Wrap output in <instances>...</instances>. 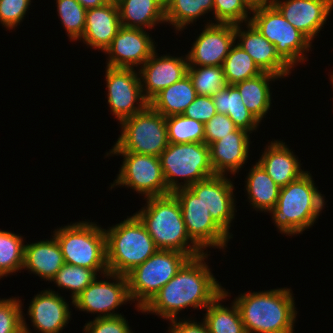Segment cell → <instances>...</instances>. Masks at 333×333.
<instances>
[{
  "label": "cell",
  "mask_w": 333,
  "mask_h": 333,
  "mask_svg": "<svg viewBox=\"0 0 333 333\" xmlns=\"http://www.w3.org/2000/svg\"><path fill=\"white\" fill-rule=\"evenodd\" d=\"M120 124L121 135L109 152H134L159 157L168 146L165 116L150 105Z\"/></svg>",
  "instance_id": "cell-9"
},
{
  "label": "cell",
  "mask_w": 333,
  "mask_h": 333,
  "mask_svg": "<svg viewBox=\"0 0 333 333\" xmlns=\"http://www.w3.org/2000/svg\"><path fill=\"white\" fill-rule=\"evenodd\" d=\"M250 7L256 8L260 6H267V5H273L274 0H245Z\"/></svg>",
  "instance_id": "cell-47"
},
{
  "label": "cell",
  "mask_w": 333,
  "mask_h": 333,
  "mask_svg": "<svg viewBox=\"0 0 333 333\" xmlns=\"http://www.w3.org/2000/svg\"><path fill=\"white\" fill-rule=\"evenodd\" d=\"M104 232L108 272L126 275L158 250L135 214Z\"/></svg>",
  "instance_id": "cell-5"
},
{
  "label": "cell",
  "mask_w": 333,
  "mask_h": 333,
  "mask_svg": "<svg viewBox=\"0 0 333 333\" xmlns=\"http://www.w3.org/2000/svg\"><path fill=\"white\" fill-rule=\"evenodd\" d=\"M22 307L19 298L0 299V333H31Z\"/></svg>",
  "instance_id": "cell-39"
},
{
  "label": "cell",
  "mask_w": 333,
  "mask_h": 333,
  "mask_svg": "<svg viewBox=\"0 0 333 333\" xmlns=\"http://www.w3.org/2000/svg\"><path fill=\"white\" fill-rule=\"evenodd\" d=\"M24 248L21 235L0 230V278L22 270Z\"/></svg>",
  "instance_id": "cell-34"
},
{
  "label": "cell",
  "mask_w": 333,
  "mask_h": 333,
  "mask_svg": "<svg viewBox=\"0 0 333 333\" xmlns=\"http://www.w3.org/2000/svg\"><path fill=\"white\" fill-rule=\"evenodd\" d=\"M155 41L144 29L121 26L110 46L107 66L112 68H134L143 65L156 51Z\"/></svg>",
  "instance_id": "cell-17"
},
{
  "label": "cell",
  "mask_w": 333,
  "mask_h": 333,
  "mask_svg": "<svg viewBox=\"0 0 333 333\" xmlns=\"http://www.w3.org/2000/svg\"><path fill=\"white\" fill-rule=\"evenodd\" d=\"M216 112L227 115L240 129L250 133L257 130L260 122L247 109L242 101L239 90L234 85H226L212 96Z\"/></svg>",
  "instance_id": "cell-30"
},
{
  "label": "cell",
  "mask_w": 333,
  "mask_h": 333,
  "mask_svg": "<svg viewBox=\"0 0 333 333\" xmlns=\"http://www.w3.org/2000/svg\"><path fill=\"white\" fill-rule=\"evenodd\" d=\"M234 185L226 175H213L194 183L188 188L209 210L215 224L230 238L231 221L235 218Z\"/></svg>",
  "instance_id": "cell-15"
},
{
  "label": "cell",
  "mask_w": 333,
  "mask_h": 333,
  "mask_svg": "<svg viewBox=\"0 0 333 333\" xmlns=\"http://www.w3.org/2000/svg\"><path fill=\"white\" fill-rule=\"evenodd\" d=\"M278 78L280 79L273 73L263 72L254 78L234 84L239 90L243 103L259 122L263 120L272 104L269 82Z\"/></svg>",
  "instance_id": "cell-27"
},
{
  "label": "cell",
  "mask_w": 333,
  "mask_h": 333,
  "mask_svg": "<svg viewBox=\"0 0 333 333\" xmlns=\"http://www.w3.org/2000/svg\"><path fill=\"white\" fill-rule=\"evenodd\" d=\"M197 93L188 74L158 93L149 105L161 115H181L194 101Z\"/></svg>",
  "instance_id": "cell-28"
},
{
  "label": "cell",
  "mask_w": 333,
  "mask_h": 333,
  "mask_svg": "<svg viewBox=\"0 0 333 333\" xmlns=\"http://www.w3.org/2000/svg\"><path fill=\"white\" fill-rule=\"evenodd\" d=\"M190 258L142 308L141 313H154L162 319L172 320L184 308L205 309L224 288L216 281L204 260L207 254Z\"/></svg>",
  "instance_id": "cell-1"
},
{
  "label": "cell",
  "mask_w": 333,
  "mask_h": 333,
  "mask_svg": "<svg viewBox=\"0 0 333 333\" xmlns=\"http://www.w3.org/2000/svg\"><path fill=\"white\" fill-rule=\"evenodd\" d=\"M103 276L107 280L96 278L73 300V306L86 313H99L98 318L121 315L115 309L131 301L126 275L107 272ZM110 278L114 282H109Z\"/></svg>",
  "instance_id": "cell-14"
},
{
  "label": "cell",
  "mask_w": 333,
  "mask_h": 333,
  "mask_svg": "<svg viewBox=\"0 0 333 333\" xmlns=\"http://www.w3.org/2000/svg\"><path fill=\"white\" fill-rule=\"evenodd\" d=\"M29 305L27 313L32 325L41 333H60L71 318L68 302L50 289L37 294Z\"/></svg>",
  "instance_id": "cell-21"
},
{
  "label": "cell",
  "mask_w": 333,
  "mask_h": 333,
  "mask_svg": "<svg viewBox=\"0 0 333 333\" xmlns=\"http://www.w3.org/2000/svg\"><path fill=\"white\" fill-rule=\"evenodd\" d=\"M243 25L235 24V40L259 66L263 72H270L280 78H285L291 73V67L278 55L276 47L269 42L250 22Z\"/></svg>",
  "instance_id": "cell-20"
},
{
  "label": "cell",
  "mask_w": 333,
  "mask_h": 333,
  "mask_svg": "<svg viewBox=\"0 0 333 333\" xmlns=\"http://www.w3.org/2000/svg\"><path fill=\"white\" fill-rule=\"evenodd\" d=\"M121 155L123 163L119 174L111 185L132 188L145 195V199L172 193L166 185L159 157L134 152H107L106 155Z\"/></svg>",
  "instance_id": "cell-11"
},
{
  "label": "cell",
  "mask_w": 333,
  "mask_h": 333,
  "mask_svg": "<svg viewBox=\"0 0 333 333\" xmlns=\"http://www.w3.org/2000/svg\"><path fill=\"white\" fill-rule=\"evenodd\" d=\"M159 160L167 188L171 192L188 188L215 175L209 146L205 143H168L167 148L159 155ZM177 177L183 179L184 183H179Z\"/></svg>",
  "instance_id": "cell-7"
},
{
  "label": "cell",
  "mask_w": 333,
  "mask_h": 333,
  "mask_svg": "<svg viewBox=\"0 0 333 333\" xmlns=\"http://www.w3.org/2000/svg\"><path fill=\"white\" fill-rule=\"evenodd\" d=\"M189 259L188 255L178 251L157 250L126 274L129 296L131 301H137V310H142Z\"/></svg>",
  "instance_id": "cell-8"
},
{
  "label": "cell",
  "mask_w": 333,
  "mask_h": 333,
  "mask_svg": "<svg viewBox=\"0 0 333 333\" xmlns=\"http://www.w3.org/2000/svg\"><path fill=\"white\" fill-rule=\"evenodd\" d=\"M251 13L253 16L249 22L276 47L278 55L292 69L297 63H303L307 58L304 53L310 51L312 42L291 25L274 5L253 8Z\"/></svg>",
  "instance_id": "cell-10"
},
{
  "label": "cell",
  "mask_w": 333,
  "mask_h": 333,
  "mask_svg": "<svg viewBox=\"0 0 333 333\" xmlns=\"http://www.w3.org/2000/svg\"><path fill=\"white\" fill-rule=\"evenodd\" d=\"M306 171L298 179L281 187L278 201L269 213L284 235H297L311 227L324 208L325 200Z\"/></svg>",
  "instance_id": "cell-4"
},
{
  "label": "cell",
  "mask_w": 333,
  "mask_h": 333,
  "mask_svg": "<svg viewBox=\"0 0 333 333\" xmlns=\"http://www.w3.org/2000/svg\"><path fill=\"white\" fill-rule=\"evenodd\" d=\"M246 180L247 196L256 211L269 212L275 207L281 188L258 162L250 169Z\"/></svg>",
  "instance_id": "cell-29"
},
{
  "label": "cell",
  "mask_w": 333,
  "mask_h": 333,
  "mask_svg": "<svg viewBox=\"0 0 333 333\" xmlns=\"http://www.w3.org/2000/svg\"><path fill=\"white\" fill-rule=\"evenodd\" d=\"M156 51L141 65L139 71L141 88L150 102L158 93L187 75V57L157 56Z\"/></svg>",
  "instance_id": "cell-18"
},
{
  "label": "cell",
  "mask_w": 333,
  "mask_h": 333,
  "mask_svg": "<svg viewBox=\"0 0 333 333\" xmlns=\"http://www.w3.org/2000/svg\"><path fill=\"white\" fill-rule=\"evenodd\" d=\"M50 240L26 244L24 248L23 268L28 269L46 281H51L65 264L63 254L55 236Z\"/></svg>",
  "instance_id": "cell-25"
},
{
  "label": "cell",
  "mask_w": 333,
  "mask_h": 333,
  "mask_svg": "<svg viewBox=\"0 0 333 333\" xmlns=\"http://www.w3.org/2000/svg\"><path fill=\"white\" fill-rule=\"evenodd\" d=\"M98 273L94 269H88L80 266L64 264L51 280L57 287L71 290V300H73L96 278Z\"/></svg>",
  "instance_id": "cell-37"
},
{
  "label": "cell",
  "mask_w": 333,
  "mask_h": 333,
  "mask_svg": "<svg viewBox=\"0 0 333 333\" xmlns=\"http://www.w3.org/2000/svg\"><path fill=\"white\" fill-rule=\"evenodd\" d=\"M86 10L105 5L110 0H77Z\"/></svg>",
  "instance_id": "cell-46"
},
{
  "label": "cell",
  "mask_w": 333,
  "mask_h": 333,
  "mask_svg": "<svg viewBox=\"0 0 333 333\" xmlns=\"http://www.w3.org/2000/svg\"><path fill=\"white\" fill-rule=\"evenodd\" d=\"M60 21L72 40H80L85 30L86 9L77 0H56Z\"/></svg>",
  "instance_id": "cell-38"
},
{
  "label": "cell",
  "mask_w": 333,
  "mask_h": 333,
  "mask_svg": "<svg viewBox=\"0 0 333 333\" xmlns=\"http://www.w3.org/2000/svg\"><path fill=\"white\" fill-rule=\"evenodd\" d=\"M283 1V2H282ZM274 0L284 18L310 42L314 40L333 9V0Z\"/></svg>",
  "instance_id": "cell-19"
},
{
  "label": "cell",
  "mask_w": 333,
  "mask_h": 333,
  "mask_svg": "<svg viewBox=\"0 0 333 333\" xmlns=\"http://www.w3.org/2000/svg\"><path fill=\"white\" fill-rule=\"evenodd\" d=\"M181 206L185 227L190 239L204 252L206 247L225 249L230 239L212 220L209 210L189 189L172 192Z\"/></svg>",
  "instance_id": "cell-12"
},
{
  "label": "cell",
  "mask_w": 333,
  "mask_h": 333,
  "mask_svg": "<svg viewBox=\"0 0 333 333\" xmlns=\"http://www.w3.org/2000/svg\"><path fill=\"white\" fill-rule=\"evenodd\" d=\"M146 200L147 205L135 215L144 224L158 250H174L190 258L205 253L190 239L180 203L173 193Z\"/></svg>",
  "instance_id": "cell-3"
},
{
  "label": "cell",
  "mask_w": 333,
  "mask_h": 333,
  "mask_svg": "<svg viewBox=\"0 0 333 333\" xmlns=\"http://www.w3.org/2000/svg\"><path fill=\"white\" fill-rule=\"evenodd\" d=\"M214 0H165V18L174 29L182 31L204 14L212 12Z\"/></svg>",
  "instance_id": "cell-32"
},
{
  "label": "cell",
  "mask_w": 333,
  "mask_h": 333,
  "mask_svg": "<svg viewBox=\"0 0 333 333\" xmlns=\"http://www.w3.org/2000/svg\"><path fill=\"white\" fill-rule=\"evenodd\" d=\"M228 294L224 288V292L204 309L203 320L210 333H246L237 305L232 302L231 307H224L220 303Z\"/></svg>",
  "instance_id": "cell-31"
},
{
  "label": "cell",
  "mask_w": 333,
  "mask_h": 333,
  "mask_svg": "<svg viewBox=\"0 0 333 333\" xmlns=\"http://www.w3.org/2000/svg\"><path fill=\"white\" fill-rule=\"evenodd\" d=\"M169 321H171L170 323L172 325L169 327V333H210L204 320L200 323L194 320H185V318L183 320L181 319V321L180 319L178 321L177 318Z\"/></svg>",
  "instance_id": "cell-45"
},
{
  "label": "cell",
  "mask_w": 333,
  "mask_h": 333,
  "mask_svg": "<svg viewBox=\"0 0 333 333\" xmlns=\"http://www.w3.org/2000/svg\"><path fill=\"white\" fill-rule=\"evenodd\" d=\"M291 291L284 287L238 295L234 303L246 333H293L297 311Z\"/></svg>",
  "instance_id": "cell-2"
},
{
  "label": "cell",
  "mask_w": 333,
  "mask_h": 333,
  "mask_svg": "<svg viewBox=\"0 0 333 333\" xmlns=\"http://www.w3.org/2000/svg\"><path fill=\"white\" fill-rule=\"evenodd\" d=\"M124 315L112 317H95L92 321L85 323V333H133Z\"/></svg>",
  "instance_id": "cell-42"
},
{
  "label": "cell",
  "mask_w": 333,
  "mask_h": 333,
  "mask_svg": "<svg viewBox=\"0 0 333 333\" xmlns=\"http://www.w3.org/2000/svg\"><path fill=\"white\" fill-rule=\"evenodd\" d=\"M58 241L66 264L108 272L106 236L104 229L94 222L79 221L60 227L53 234Z\"/></svg>",
  "instance_id": "cell-6"
},
{
  "label": "cell",
  "mask_w": 333,
  "mask_h": 333,
  "mask_svg": "<svg viewBox=\"0 0 333 333\" xmlns=\"http://www.w3.org/2000/svg\"><path fill=\"white\" fill-rule=\"evenodd\" d=\"M252 8L245 0H214L216 23L242 24L250 21Z\"/></svg>",
  "instance_id": "cell-40"
},
{
  "label": "cell",
  "mask_w": 333,
  "mask_h": 333,
  "mask_svg": "<svg viewBox=\"0 0 333 333\" xmlns=\"http://www.w3.org/2000/svg\"><path fill=\"white\" fill-rule=\"evenodd\" d=\"M231 46L223 62V71L228 85L254 78L263 73L252 57L239 45Z\"/></svg>",
  "instance_id": "cell-33"
},
{
  "label": "cell",
  "mask_w": 333,
  "mask_h": 333,
  "mask_svg": "<svg viewBox=\"0 0 333 333\" xmlns=\"http://www.w3.org/2000/svg\"><path fill=\"white\" fill-rule=\"evenodd\" d=\"M121 27L119 10L115 0L101 7L86 11L85 30L80 39L92 49L104 52Z\"/></svg>",
  "instance_id": "cell-23"
},
{
  "label": "cell",
  "mask_w": 333,
  "mask_h": 333,
  "mask_svg": "<svg viewBox=\"0 0 333 333\" xmlns=\"http://www.w3.org/2000/svg\"><path fill=\"white\" fill-rule=\"evenodd\" d=\"M30 5L31 0H0V23L8 30L15 29Z\"/></svg>",
  "instance_id": "cell-41"
},
{
  "label": "cell",
  "mask_w": 333,
  "mask_h": 333,
  "mask_svg": "<svg viewBox=\"0 0 333 333\" xmlns=\"http://www.w3.org/2000/svg\"><path fill=\"white\" fill-rule=\"evenodd\" d=\"M267 146L258 163L280 188L306 172L301 169L299 160L287 144L274 140Z\"/></svg>",
  "instance_id": "cell-24"
},
{
  "label": "cell",
  "mask_w": 333,
  "mask_h": 333,
  "mask_svg": "<svg viewBox=\"0 0 333 333\" xmlns=\"http://www.w3.org/2000/svg\"><path fill=\"white\" fill-rule=\"evenodd\" d=\"M235 42V24L209 21L185 56L189 66H222Z\"/></svg>",
  "instance_id": "cell-16"
},
{
  "label": "cell",
  "mask_w": 333,
  "mask_h": 333,
  "mask_svg": "<svg viewBox=\"0 0 333 333\" xmlns=\"http://www.w3.org/2000/svg\"><path fill=\"white\" fill-rule=\"evenodd\" d=\"M237 129L238 127L227 115L216 113L204 124V143L209 146Z\"/></svg>",
  "instance_id": "cell-43"
},
{
  "label": "cell",
  "mask_w": 333,
  "mask_h": 333,
  "mask_svg": "<svg viewBox=\"0 0 333 333\" xmlns=\"http://www.w3.org/2000/svg\"><path fill=\"white\" fill-rule=\"evenodd\" d=\"M197 95L213 96L227 85L222 66H188Z\"/></svg>",
  "instance_id": "cell-36"
},
{
  "label": "cell",
  "mask_w": 333,
  "mask_h": 333,
  "mask_svg": "<svg viewBox=\"0 0 333 333\" xmlns=\"http://www.w3.org/2000/svg\"><path fill=\"white\" fill-rule=\"evenodd\" d=\"M168 143H204V124L187 116L165 117Z\"/></svg>",
  "instance_id": "cell-35"
},
{
  "label": "cell",
  "mask_w": 333,
  "mask_h": 333,
  "mask_svg": "<svg viewBox=\"0 0 333 333\" xmlns=\"http://www.w3.org/2000/svg\"><path fill=\"white\" fill-rule=\"evenodd\" d=\"M216 113L212 96L197 95L183 115L205 124Z\"/></svg>",
  "instance_id": "cell-44"
},
{
  "label": "cell",
  "mask_w": 333,
  "mask_h": 333,
  "mask_svg": "<svg viewBox=\"0 0 333 333\" xmlns=\"http://www.w3.org/2000/svg\"><path fill=\"white\" fill-rule=\"evenodd\" d=\"M249 133V134H248ZM250 132L238 128L209 145L210 161L214 174L234 175L243 168L249 155Z\"/></svg>",
  "instance_id": "cell-22"
},
{
  "label": "cell",
  "mask_w": 333,
  "mask_h": 333,
  "mask_svg": "<svg viewBox=\"0 0 333 333\" xmlns=\"http://www.w3.org/2000/svg\"><path fill=\"white\" fill-rule=\"evenodd\" d=\"M105 69L107 102L119 123L143 111L149 105L142 92L139 72L134 68L106 66Z\"/></svg>",
  "instance_id": "cell-13"
},
{
  "label": "cell",
  "mask_w": 333,
  "mask_h": 333,
  "mask_svg": "<svg viewBox=\"0 0 333 333\" xmlns=\"http://www.w3.org/2000/svg\"><path fill=\"white\" fill-rule=\"evenodd\" d=\"M121 26L152 29L166 23L165 0H116Z\"/></svg>",
  "instance_id": "cell-26"
},
{
  "label": "cell",
  "mask_w": 333,
  "mask_h": 333,
  "mask_svg": "<svg viewBox=\"0 0 333 333\" xmlns=\"http://www.w3.org/2000/svg\"><path fill=\"white\" fill-rule=\"evenodd\" d=\"M330 77H331L330 79H331V82H332L331 84H333V73ZM332 87H333V85H332Z\"/></svg>",
  "instance_id": "cell-48"
}]
</instances>
